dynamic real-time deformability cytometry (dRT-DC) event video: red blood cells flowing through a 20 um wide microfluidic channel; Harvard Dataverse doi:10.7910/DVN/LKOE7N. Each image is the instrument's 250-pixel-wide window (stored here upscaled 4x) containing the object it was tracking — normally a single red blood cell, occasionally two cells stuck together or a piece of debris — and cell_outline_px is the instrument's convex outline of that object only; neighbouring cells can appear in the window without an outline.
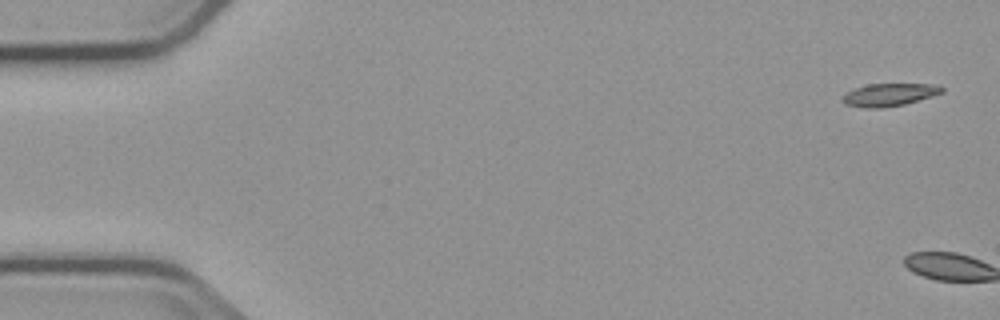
{"species": "common noctule bat (a hibernating species)", "species_latin": "Nyctalus noctula", "temperature_condition": "cold", "stored_images_in_passage": 8, "camera_frame_rate_fps": 3000, "um_per_image_px": 0.085, "animal": {"sex": "male", "body_mass_g": 23.1, "forearm_length_mm": 52.7}, "frame": {"image": 1, "passage_image": 1, "time_ms": 0.0, "image_size_px": [1000, 320], "cell_outline_px": [[944, 92], [904, 104], [880, 108], [864, 108], [844, 104], [840, 100], [848, 92], [856, 88], [868, 84], [928, 84], [944, 88]], "centroid_in_image_um": [75.54, 8.06], "position_along_channel_um": 9.5, "area_um2": 12.89}}
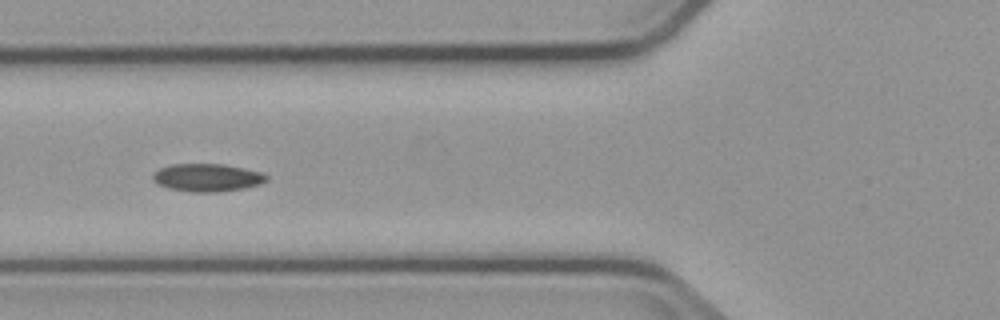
{"frame": {"image": 2, "passage_image": 7, "time_ms": 7.333, "image_size_px": [1000, 320], "cell_outline_px": [[268, 180], [260, 184], [244, 188], [220, 192], [192, 192], [168, 188], [156, 184], [152, 180], [152, 176], [160, 168], [172, 164], [224, 164], [244, 168], [260, 172], [268, 176]], "centroid_in_image_um": [17.61, 15.1], "position_along_channel_um": 108.2, "area_um2": 18.5}}
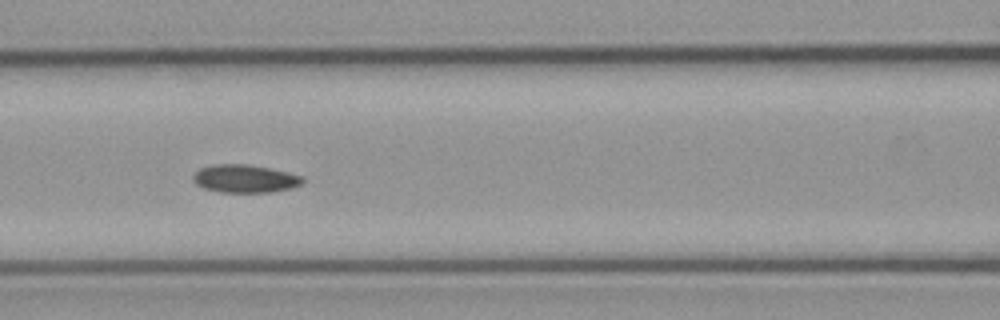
{"frame": {"image": 3, "passage_image": 8, "time_ms": 8.333, "image_size_px": [1000, 320], "cell_outline_px": [[304, 180], [300, 184], [292, 188], [272, 192], [220, 192], [204, 188], [196, 184], [192, 180], [192, 176], [200, 168], [212, 164], [248, 164], [288, 172], [304, 176]], "centroid_in_image_um": [20.81, 15.18], "position_along_channel_um": 145.8, "area_um2": 17.92}}